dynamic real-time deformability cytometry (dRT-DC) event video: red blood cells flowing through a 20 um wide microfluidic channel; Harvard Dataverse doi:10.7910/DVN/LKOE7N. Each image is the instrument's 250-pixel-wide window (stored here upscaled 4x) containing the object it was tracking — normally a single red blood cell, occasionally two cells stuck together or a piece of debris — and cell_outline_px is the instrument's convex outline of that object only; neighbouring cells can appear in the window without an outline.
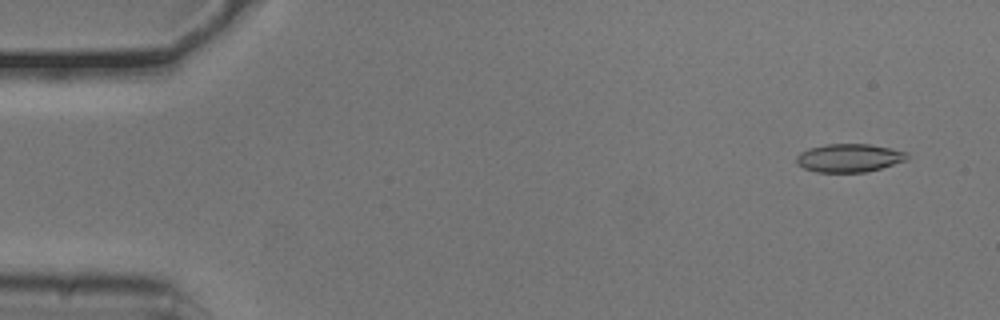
{"species": "common noctule bat (a hibernating species)", "species_latin": "Nyctalus noctula", "temperature_condition": "cold", "stored_images_in_passage": 54, "camera_frame_rate_fps": 3000, "um_per_image_px": 0.085, "animal": {"sex": "male", "body_mass_g": 20.5, "forearm_length_mm": 52.5}, "frame": {"image": 1, "passage_image": 4, "time_ms": 1.0, "image_size_px": [1000, 320], "cell_outline_px": [[912, 156], [908, 160], [880, 168], [864, 172], [816, 172], [804, 168], [796, 164], [796, 156], [800, 152], [808, 148], [824, 144], [868, 144], [908, 152]], "centroid_in_image_um": [72.18, 13.42], "position_along_channel_um": 12.8, "area_um2": 18.38}}
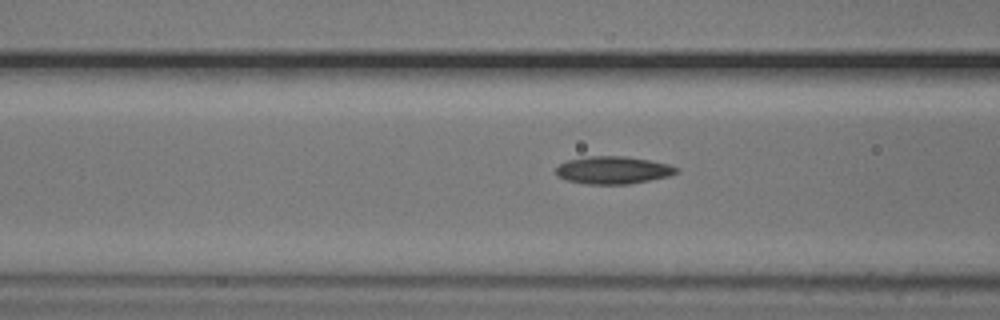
{"frame": {"image": 2, "passage_image": 21, "time_ms": 6.667, "image_size_px": [1000, 320], "cell_outline_px": [[680, 172], [668, 176], [628, 184], [588, 184], [568, 180], [556, 176], [556, 168], [560, 164], [568, 160], [588, 156], [624, 156], [648, 160], [668, 164], [680, 168]], "centroid_in_image_um": [52.12, 14.46], "position_along_channel_um": 114.5, "area_um2": 19.25}}
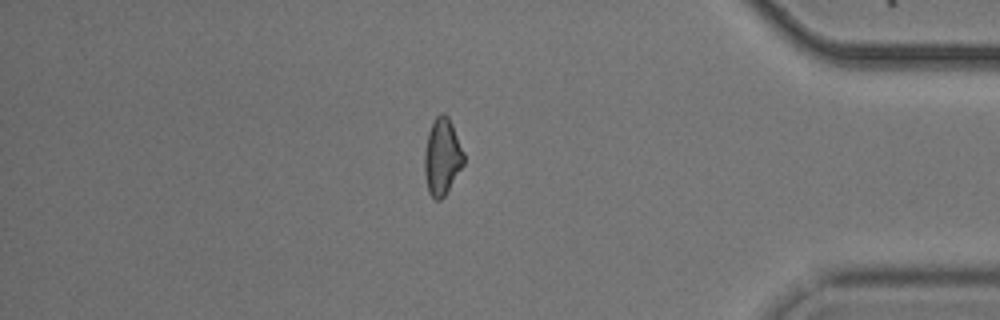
{"frame": {"image": 3, "passage_image": 46, "time_ms": 15.0, "image_size_px": [1000, 320], "cell_outline_px": [[464, 164], [444, 196], [440, 200], [436, 200], [428, 192], [424, 172], [424, 152], [428, 132], [436, 116], [440, 112], [444, 112], [448, 116], [452, 124], [464, 152]], "centroid_in_image_um": [37.57, 13.31], "position_along_channel_um": 397.6, "area_um2": 17.57}, "authors_computed_cell_mechanics": {"area_um2": 18.207, "velocity_mm_per_s": 3.7859, "shape_relaxation_time_tau1_ms": null, "shape_relaxation_time_tau2_ms": 7.1279, "deformation_change_tau1": null, "deformation_change_tau2": 0.156}}